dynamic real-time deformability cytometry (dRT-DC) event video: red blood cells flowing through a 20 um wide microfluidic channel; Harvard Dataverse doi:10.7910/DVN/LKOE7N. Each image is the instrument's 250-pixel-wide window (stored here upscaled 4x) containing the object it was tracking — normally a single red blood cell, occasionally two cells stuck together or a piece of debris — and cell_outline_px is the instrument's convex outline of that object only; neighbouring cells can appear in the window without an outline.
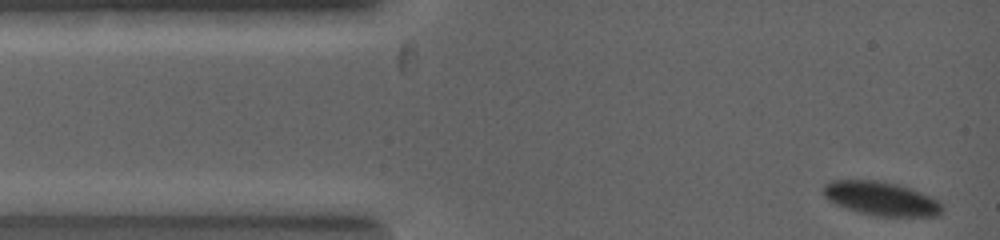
{"species": "common noctule bat (a hibernating species)", "species_latin": "Nyctalus noctula", "temperature_condition": "warm", "stored_images_in_passage": 3, "camera_frame_rate_fps": 5000, "um_per_image_px": 0.085, "animal": {"sex": "female", "body_mass_g": 19.0, "forearm_length_mm": 53.3}, "frame": {"image": 1, "passage_image": 1, "time_ms": 0.0, "image_size_px": [1000, 240], "cell_outline_px": [[944, 212], [936, 216], [872, 216], [836, 204], [828, 200], [820, 192], [824, 184], [832, 180], [876, 180], [896, 184], [912, 188], [932, 196], [944, 208]], "centroid_in_image_um": [74.89, 16.87], "position_along_channel_um": 10.1, "area_um2": 23.64}}
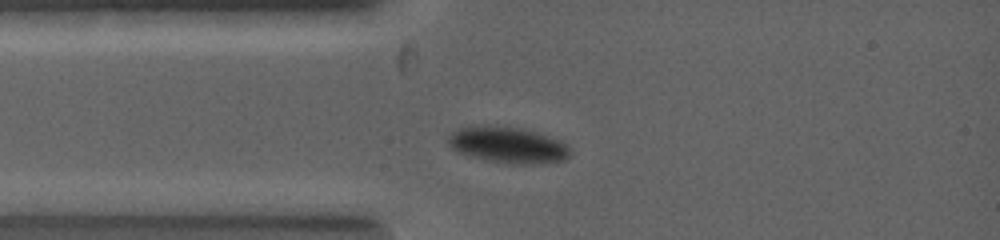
{"frame": {"image": 2, "passage_image": 3, "time_ms": 1.6, "image_size_px": [1000, 240], "cell_outline_px": [[572, 152], [564, 160], [544, 164], [508, 164], [468, 156], [456, 152], [448, 144], [448, 132], [456, 128], [480, 124], [496, 124], [524, 128], [560, 140], [568, 144], [572, 148]], "centroid_in_image_um": [43.14, 12.3], "position_along_channel_um": 41.9, "area_um2": 26.76}}